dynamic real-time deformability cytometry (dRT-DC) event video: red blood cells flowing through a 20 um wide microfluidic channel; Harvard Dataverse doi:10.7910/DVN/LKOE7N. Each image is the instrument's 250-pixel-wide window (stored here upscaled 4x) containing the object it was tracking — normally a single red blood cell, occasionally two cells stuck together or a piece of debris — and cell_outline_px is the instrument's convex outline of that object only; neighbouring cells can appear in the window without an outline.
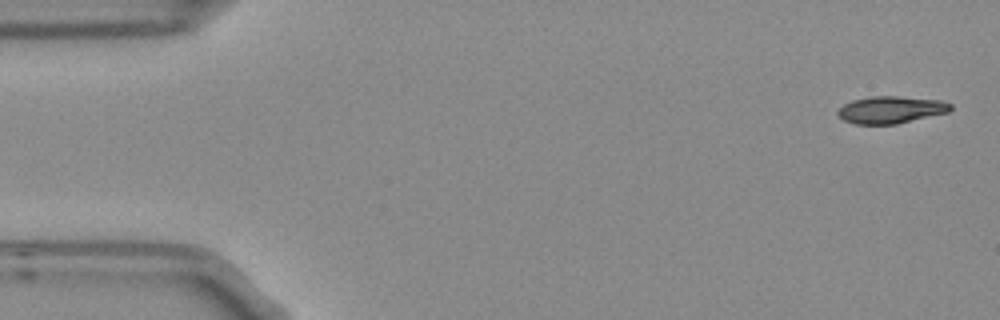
{"species": "Egyptian fruit bat (a non-hibernating species)", "species_latin": "Rousettus aegyptiacus", "temperature_condition": "room temperature", "stored_images_in_passage": 5, "segment_of_instrument_passage": [1, 2], "camera_frame_rate_fps": 3000, "um_per_image_px": 0.085, "frame": {"image": 1, "passage_image": 1, "time_ms": 0.0, "image_size_px": [1000, 320], "cell_outline_px": [[952, 108], [948, 112], [896, 124], [856, 124], [844, 120], [836, 112], [844, 104], [852, 100], [868, 96], [896, 96], [940, 100], [952, 104]], "centroid_in_image_um": [75.72, 9.32], "position_along_channel_um": 9.3, "area_um2": 17.74}}
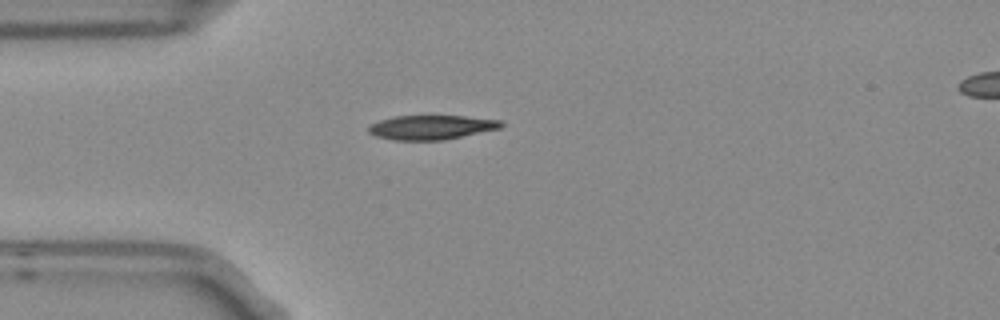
{"frame": {"image": 2, "passage_image": 4, "time_ms": 1.0, "image_size_px": [1000, 320], "cell_outline_px": [[504, 124], [500, 128], [444, 140], [396, 140], [376, 136], [368, 132], [368, 128], [372, 124], [380, 120], [392, 116], [464, 116], [504, 120]], "centroid_in_image_um": [36.69, 10.81], "position_along_channel_um": 48.3, "area_um2": 18.73}}